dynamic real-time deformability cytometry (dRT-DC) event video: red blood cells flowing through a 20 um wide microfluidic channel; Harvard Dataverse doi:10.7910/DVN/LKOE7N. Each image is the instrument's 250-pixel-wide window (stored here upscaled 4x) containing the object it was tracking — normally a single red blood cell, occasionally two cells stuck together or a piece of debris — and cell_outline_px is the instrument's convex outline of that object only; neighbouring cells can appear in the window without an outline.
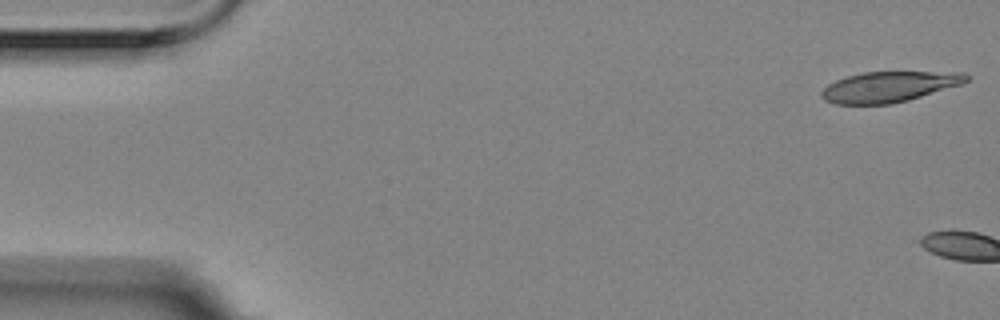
{"species": "Egyptian fruit bat (a non-hibernating species)", "species_latin": "Rousettus aegyptiacus", "temperature_condition": "room temperature", "stored_images_in_passage": 6, "camera_frame_rate_fps": 3000, "um_per_image_px": 0.085, "animal": {"sex": "female"}, "frame": {"image": 1, "passage_image": 1, "time_ms": 0.0, "image_size_px": [1000, 320], "cell_outline_px": [[968, 80], [964, 84], [908, 100], [892, 104], [836, 104], [824, 100], [820, 96], [820, 92], [828, 84], [836, 80], [848, 76], [864, 72], [964, 72], [968, 76]], "centroid_in_image_um": [75.58, 7.38], "position_along_channel_um": 9.4, "area_um2": 25.84}}
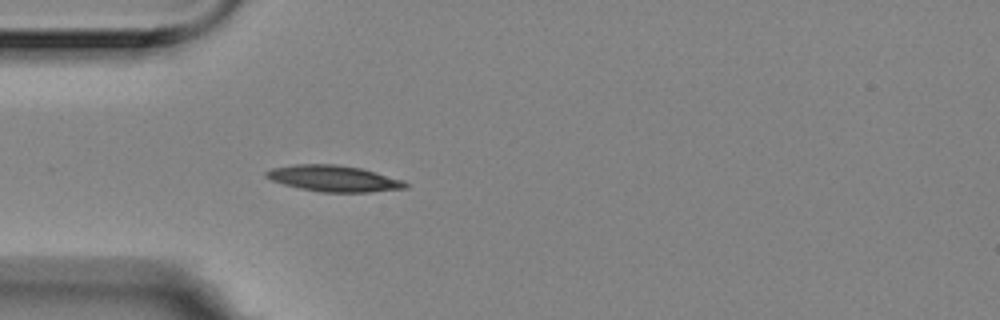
{"frame": {"image": 2, "passage_image": 6, "time_ms": 1.667, "image_size_px": [1000, 320], "cell_outline_px": [[408, 188], [368, 192], [320, 192], [300, 188], [284, 184], [272, 180], [264, 176], [264, 172], [272, 168], [296, 164], [336, 164], [360, 168], [404, 180], [408, 184]], "centroid_in_image_um": [28.37, 15.17], "position_along_channel_um": 56.6, "area_um2": 21.15}}